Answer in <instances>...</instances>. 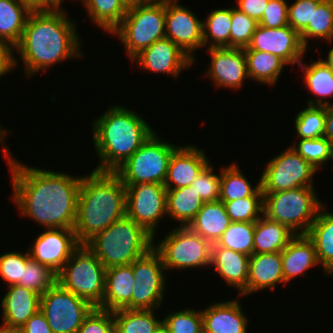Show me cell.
<instances>
[{"instance_id": "obj_2", "label": "cell", "mask_w": 333, "mask_h": 333, "mask_svg": "<svg viewBox=\"0 0 333 333\" xmlns=\"http://www.w3.org/2000/svg\"><path fill=\"white\" fill-rule=\"evenodd\" d=\"M63 10L57 6L30 13L21 40L15 46L26 76H33L70 58L83 57L76 23Z\"/></svg>"}, {"instance_id": "obj_40", "label": "cell", "mask_w": 333, "mask_h": 333, "mask_svg": "<svg viewBox=\"0 0 333 333\" xmlns=\"http://www.w3.org/2000/svg\"><path fill=\"white\" fill-rule=\"evenodd\" d=\"M298 139H318L325 135V106L308 105L294 119Z\"/></svg>"}, {"instance_id": "obj_12", "label": "cell", "mask_w": 333, "mask_h": 333, "mask_svg": "<svg viewBox=\"0 0 333 333\" xmlns=\"http://www.w3.org/2000/svg\"><path fill=\"white\" fill-rule=\"evenodd\" d=\"M130 265L136 281L131 296V309H159L168 279L159 253L152 247Z\"/></svg>"}, {"instance_id": "obj_52", "label": "cell", "mask_w": 333, "mask_h": 333, "mask_svg": "<svg viewBox=\"0 0 333 333\" xmlns=\"http://www.w3.org/2000/svg\"><path fill=\"white\" fill-rule=\"evenodd\" d=\"M19 330L21 333H53L40 309Z\"/></svg>"}, {"instance_id": "obj_54", "label": "cell", "mask_w": 333, "mask_h": 333, "mask_svg": "<svg viewBox=\"0 0 333 333\" xmlns=\"http://www.w3.org/2000/svg\"><path fill=\"white\" fill-rule=\"evenodd\" d=\"M28 6L32 11L49 10L57 7L55 0H17Z\"/></svg>"}, {"instance_id": "obj_60", "label": "cell", "mask_w": 333, "mask_h": 333, "mask_svg": "<svg viewBox=\"0 0 333 333\" xmlns=\"http://www.w3.org/2000/svg\"><path fill=\"white\" fill-rule=\"evenodd\" d=\"M55 1H56L57 6H62L61 4H62L63 0H55Z\"/></svg>"}, {"instance_id": "obj_39", "label": "cell", "mask_w": 333, "mask_h": 333, "mask_svg": "<svg viewBox=\"0 0 333 333\" xmlns=\"http://www.w3.org/2000/svg\"><path fill=\"white\" fill-rule=\"evenodd\" d=\"M255 222H231L216 242L218 246L251 256Z\"/></svg>"}, {"instance_id": "obj_36", "label": "cell", "mask_w": 333, "mask_h": 333, "mask_svg": "<svg viewBox=\"0 0 333 333\" xmlns=\"http://www.w3.org/2000/svg\"><path fill=\"white\" fill-rule=\"evenodd\" d=\"M236 163L221 169L220 201L227 202L249 196H263L261 179L252 186Z\"/></svg>"}, {"instance_id": "obj_30", "label": "cell", "mask_w": 333, "mask_h": 333, "mask_svg": "<svg viewBox=\"0 0 333 333\" xmlns=\"http://www.w3.org/2000/svg\"><path fill=\"white\" fill-rule=\"evenodd\" d=\"M203 204L204 201L191 185L177 189H167L166 215L179 221L181 226H188Z\"/></svg>"}, {"instance_id": "obj_37", "label": "cell", "mask_w": 333, "mask_h": 333, "mask_svg": "<svg viewBox=\"0 0 333 333\" xmlns=\"http://www.w3.org/2000/svg\"><path fill=\"white\" fill-rule=\"evenodd\" d=\"M231 21L232 8L213 9L203 21V47L206 49L230 47Z\"/></svg>"}, {"instance_id": "obj_33", "label": "cell", "mask_w": 333, "mask_h": 333, "mask_svg": "<svg viewBox=\"0 0 333 333\" xmlns=\"http://www.w3.org/2000/svg\"><path fill=\"white\" fill-rule=\"evenodd\" d=\"M300 67L304 70V82L307 88L316 99H308V105L328 106L330 102L328 99L333 98V72L321 60L314 61L311 64L305 65L302 61L299 63ZM322 97V98H321Z\"/></svg>"}, {"instance_id": "obj_3", "label": "cell", "mask_w": 333, "mask_h": 333, "mask_svg": "<svg viewBox=\"0 0 333 333\" xmlns=\"http://www.w3.org/2000/svg\"><path fill=\"white\" fill-rule=\"evenodd\" d=\"M125 216L126 187L115 172L93 170L82 176L74 226L80 244Z\"/></svg>"}, {"instance_id": "obj_29", "label": "cell", "mask_w": 333, "mask_h": 333, "mask_svg": "<svg viewBox=\"0 0 333 333\" xmlns=\"http://www.w3.org/2000/svg\"><path fill=\"white\" fill-rule=\"evenodd\" d=\"M294 236L286 226L262 215L255 222L253 254L282 252Z\"/></svg>"}, {"instance_id": "obj_58", "label": "cell", "mask_w": 333, "mask_h": 333, "mask_svg": "<svg viewBox=\"0 0 333 333\" xmlns=\"http://www.w3.org/2000/svg\"><path fill=\"white\" fill-rule=\"evenodd\" d=\"M0 333H21L18 329H10L3 326H0Z\"/></svg>"}, {"instance_id": "obj_16", "label": "cell", "mask_w": 333, "mask_h": 333, "mask_svg": "<svg viewBox=\"0 0 333 333\" xmlns=\"http://www.w3.org/2000/svg\"><path fill=\"white\" fill-rule=\"evenodd\" d=\"M243 50L275 54L289 65L299 64L307 51L300 40L299 33L290 25L267 28L259 24L252 35L250 44Z\"/></svg>"}, {"instance_id": "obj_44", "label": "cell", "mask_w": 333, "mask_h": 333, "mask_svg": "<svg viewBox=\"0 0 333 333\" xmlns=\"http://www.w3.org/2000/svg\"><path fill=\"white\" fill-rule=\"evenodd\" d=\"M231 222H256L263 215V196H249L224 202Z\"/></svg>"}, {"instance_id": "obj_45", "label": "cell", "mask_w": 333, "mask_h": 333, "mask_svg": "<svg viewBox=\"0 0 333 333\" xmlns=\"http://www.w3.org/2000/svg\"><path fill=\"white\" fill-rule=\"evenodd\" d=\"M230 31V47L245 48L252 39V35L258 25V22L247 14L232 8V21Z\"/></svg>"}, {"instance_id": "obj_51", "label": "cell", "mask_w": 333, "mask_h": 333, "mask_svg": "<svg viewBox=\"0 0 333 333\" xmlns=\"http://www.w3.org/2000/svg\"><path fill=\"white\" fill-rule=\"evenodd\" d=\"M13 52H15V46L0 39V77L17 67L18 61Z\"/></svg>"}, {"instance_id": "obj_24", "label": "cell", "mask_w": 333, "mask_h": 333, "mask_svg": "<svg viewBox=\"0 0 333 333\" xmlns=\"http://www.w3.org/2000/svg\"><path fill=\"white\" fill-rule=\"evenodd\" d=\"M131 265L112 266L106 269L103 310L131 309V296L135 284Z\"/></svg>"}, {"instance_id": "obj_47", "label": "cell", "mask_w": 333, "mask_h": 333, "mask_svg": "<svg viewBox=\"0 0 333 333\" xmlns=\"http://www.w3.org/2000/svg\"><path fill=\"white\" fill-rule=\"evenodd\" d=\"M214 173V168L209 163L191 183L204 202H214L220 199L221 175Z\"/></svg>"}, {"instance_id": "obj_14", "label": "cell", "mask_w": 333, "mask_h": 333, "mask_svg": "<svg viewBox=\"0 0 333 333\" xmlns=\"http://www.w3.org/2000/svg\"><path fill=\"white\" fill-rule=\"evenodd\" d=\"M126 187V216L155 239L159 220L167 214V190L160 183L124 185Z\"/></svg>"}, {"instance_id": "obj_53", "label": "cell", "mask_w": 333, "mask_h": 333, "mask_svg": "<svg viewBox=\"0 0 333 333\" xmlns=\"http://www.w3.org/2000/svg\"><path fill=\"white\" fill-rule=\"evenodd\" d=\"M269 0H237L239 11L254 18L257 22L262 18Z\"/></svg>"}, {"instance_id": "obj_55", "label": "cell", "mask_w": 333, "mask_h": 333, "mask_svg": "<svg viewBox=\"0 0 333 333\" xmlns=\"http://www.w3.org/2000/svg\"><path fill=\"white\" fill-rule=\"evenodd\" d=\"M333 147V104L325 106V135Z\"/></svg>"}, {"instance_id": "obj_9", "label": "cell", "mask_w": 333, "mask_h": 333, "mask_svg": "<svg viewBox=\"0 0 333 333\" xmlns=\"http://www.w3.org/2000/svg\"><path fill=\"white\" fill-rule=\"evenodd\" d=\"M153 133L115 173L123 185L160 183L164 185L170 158L178 148Z\"/></svg>"}, {"instance_id": "obj_32", "label": "cell", "mask_w": 333, "mask_h": 333, "mask_svg": "<svg viewBox=\"0 0 333 333\" xmlns=\"http://www.w3.org/2000/svg\"><path fill=\"white\" fill-rule=\"evenodd\" d=\"M247 74L260 84L274 85L279 80L282 70L287 63L275 54L257 50H244Z\"/></svg>"}, {"instance_id": "obj_61", "label": "cell", "mask_w": 333, "mask_h": 333, "mask_svg": "<svg viewBox=\"0 0 333 333\" xmlns=\"http://www.w3.org/2000/svg\"><path fill=\"white\" fill-rule=\"evenodd\" d=\"M157 333H167V332L162 328Z\"/></svg>"}, {"instance_id": "obj_46", "label": "cell", "mask_w": 333, "mask_h": 333, "mask_svg": "<svg viewBox=\"0 0 333 333\" xmlns=\"http://www.w3.org/2000/svg\"><path fill=\"white\" fill-rule=\"evenodd\" d=\"M30 259L29 253L10 251L0 255V276L5 280L8 286H23V268H26V262Z\"/></svg>"}, {"instance_id": "obj_25", "label": "cell", "mask_w": 333, "mask_h": 333, "mask_svg": "<svg viewBox=\"0 0 333 333\" xmlns=\"http://www.w3.org/2000/svg\"><path fill=\"white\" fill-rule=\"evenodd\" d=\"M284 283L281 252L252 254L249 258V274L246 296L262 289L274 290Z\"/></svg>"}, {"instance_id": "obj_28", "label": "cell", "mask_w": 333, "mask_h": 333, "mask_svg": "<svg viewBox=\"0 0 333 333\" xmlns=\"http://www.w3.org/2000/svg\"><path fill=\"white\" fill-rule=\"evenodd\" d=\"M230 223L224 203L218 200L204 202L188 227L213 244L219 240Z\"/></svg>"}, {"instance_id": "obj_42", "label": "cell", "mask_w": 333, "mask_h": 333, "mask_svg": "<svg viewBox=\"0 0 333 333\" xmlns=\"http://www.w3.org/2000/svg\"><path fill=\"white\" fill-rule=\"evenodd\" d=\"M162 328L167 333H204L201 311L193 308L169 312L162 319Z\"/></svg>"}, {"instance_id": "obj_6", "label": "cell", "mask_w": 333, "mask_h": 333, "mask_svg": "<svg viewBox=\"0 0 333 333\" xmlns=\"http://www.w3.org/2000/svg\"><path fill=\"white\" fill-rule=\"evenodd\" d=\"M314 187L263 193V215L281 223L295 235H306L324 205Z\"/></svg>"}, {"instance_id": "obj_41", "label": "cell", "mask_w": 333, "mask_h": 333, "mask_svg": "<svg viewBox=\"0 0 333 333\" xmlns=\"http://www.w3.org/2000/svg\"><path fill=\"white\" fill-rule=\"evenodd\" d=\"M296 143L290 147L315 169L319 170L327 161L333 162V147L325 137L300 139Z\"/></svg>"}, {"instance_id": "obj_1", "label": "cell", "mask_w": 333, "mask_h": 333, "mask_svg": "<svg viewBox=\"0 0 333 333\" xmlns=\"http://www.w3.org/2000/svg\"><path fill=\"white\" fill-rule=\"evenodd\" d=\"M12 174V201L20 214L36 220L46 229H74L77 217V198L82 175L27 166L5 157ZM15 159V160H14Z\"/></svg>"}, {"instance_id": "obj_35", "label": "cell", "mask_w": 333, "mask_h": 333, "mask_svg": "<svg viewBox=\"0 0 333 333\" xmlns=\"http://www.w3.org/2000/svg\"><path fill=\"white\" fill-rule=\"evenodd\" d=\"M157 310L120 309L113 311L114 333H157L162 321L156 319Z\"/></svg>"}, {"instance_id": "obj_50", "label": "cell", "mask_w": 333, "mask_h": 333, "mask_svg": "<svg viewBox=\"0 0 333 333\" xmlns=\"http://www.w3.org/2000/svg\"><path fill=\"white\" fill-rule=\"evenodd\" d=\"M258 24L267 28H279L288 25L287 0H269Z\"/></svg>"}, {"instance_id": "obj_22", "label": "cell", "mask_w": 333, "mask_h": 333, "mask_svg": "<svg viewBox=\"0 0 333 333\" xmlns=\"http://www.w3.org/2000/svg\"><path fill=\"white\" fill-rule=\"evenodd\" d=\"M240 306L236 298L202 309L204 333H247L249 321Z\"/></svg>"}, {"instance_id": "obj_15", "label": "cell", "mask_w": 333, "mask_h": 333, "mask_svg": "<svg viewBox=\"0 0 333 333\" xmlns=\"http://www.w3.org/2000/svg\"><path fill=\"white\" fill-rule=\"evenodd\" d=\"M165 23V37L195 62L193 52L203 47V22L177 0H165Z\"/></svg>"}, {"instance_id": "obj_17", "label": "cell", "mask_w": 333, "mask_h": 333, "mask_svg": "<svg viewBox=\"0 0 333 333\" xmlns=\"http://www.w3.org/2000/svg\"><path fill=\"white\" fill-rule=\"evenodd\" d=\"M80 245L74 229H46L35 239L28 253L31 259L47 266L57 275Z\"/></svg>"}, {"instance_id": "obj_57", "label": "cell", "mask_w": 333, "mask_h": 333, "mask_svg": "<svg viewBox=\"0 0 333 333\" xmlns=\"http://www.w3.org/2000/svg\"><path fill=\"white\" fill-rule=\"evenodd\" d=\"M326 59L321 58V61L324 62L328 68L333 72V48H331L327 54Z\"/></svg>"}, {"instance_id": "obj_23", "label": "cell", "mask_w": 333, "mask_h": 333, "mask_svg": "<svg viewBox=\"0 0 333 333\" xmlns=\"http://www.w3.org/2000/svg\"><path fill=\"white\" fill-rule=\"evenodd\" d=\"M250 256L212 244L210 268L216 270L231 287L237 288L238 296H246Z\"/></svg>"}, {"instance_id": "obj_31", "label": "cell", "mask_w": 333, "mask_h": 333, "mask_svg": "<svg viewBox=\"0 0 333 333\" xmlns=\"http://www.w3.org/2000/svg\"><path fill=\"white\" fill-rule=\"evenodd\" d=\"M32 10L17 0H0V39L16 46Z\"/></svg>"}, {"instance_id": "obj_49", "label": "cell", "mask_w": 333, "mask_h": 333, "mask_svg": "<svg viewBox=\"0 0 333 333\" xmlns=\"http://www.w3.org/2000/svg\"><path fill=\"white\" fill-rule=\"evenodd\" d=\"M77 333H114L113 312L95 307Z\"/></svg>"}, {"instance_id": "obj_56", "label": "cell", "mask_w": 333, "mask_h": 333, "mask_svg": "<svg viewBox=\"0 0 333 333\" xmlns=\"http://www.w3.org/2000/svg\"><path fill=\"white\" fill-rule=\"evenodd\" d=\"M7 133H9V132H7V130H5V128L3 129V128H1V126H0V143H2L3 144V153H4V156L6 157L7 155H8V153L10 152L9 151V149H8V147L7 146H5L6 144V138H4V137H6V135H7Z\"/></svg>"}, {"instance_id": "obj_43", "label": "cell", "mask_w": 333, "mask_h": 333, "mask_svg": "<svg viewBox=\"0 0 333 333\" xmlns=\"http://www.w3.org/2000/svg\"><path fill=\"white\" fill-rule=\"evenodd\" d=\"M56 282L57 275L47 266L31 258L26 262V268H23V287L41 296Z\"/></svg>"}, {"instance_id": "obj_4", "label": "cell", "mask_w": 333, "mask_h": 333, "mask_svg": "<svg viewBox=\"0 0 333 333\" xmlns=\"http://www.w3.org/2000/svg\"><path fill=\"white\" fill-rule=\"evenodd\" d=\"M91 129L100 159L93 170L101 172H115L156 132L141 115L120 105L93 120Z\"/></svg>"}, {"instance_id": "obj_59", "label": "cell", "mask_w": 333, "mask_h": 333, "mask_svg": "<svg viewBox=\"0 0 333 333\" xmlns=\"http://www.w3.org/2000/svg\"><path fill=\"white\" fill-rule=\"evenodd\" d=\"M153 0H125V2L128 5H132V4H139V3H147V2H151Z\"/></svg>"}, {"instance_id": "obj_21", "label": "cell", "mask_w": 333, "mask_h": 333, "mask_svg": "<svg viewBox=\"0 0 333 333\" xmlns=\"http://www.w3.org/2000/svg\"><path fill=\"white\" fill-rule=\"evenodd\" d=\"M7 288L8 291L1 301V326L19 330L40 309V295L17 284Z\"/></svg>"}, {"instance_id": "obj_27", "label": "cell", "mask_w": 333, "mask_h": 333, "mask_svg": "<svg viewBox=\"0 0 333 333\" xmlns=\"http://www.w3.org/2000/svg\"><path fill=\"white\" fill-rule=\"evenodd\" d=\"M325 204L318 211L316 219L306 233L316 249L317 259L326 275H333V213Z\"/></svg>"}, {"instance_id": "obj_7", "label": "cell", "mask_w": 333, "mask_h": 333, "mask_svg": "<svg viewBox=\"0 0 333 333\" xmlns=\"http://www.w3.org/2000/svg\"><path fill=\"white\" fill-rule=\"evenodd\" d=\"M165 0L129 5L119 26L111 33L123 43L129 60L165 37Z\"/></svg>"}, {"instance_id": "obj_11", "label": "cell", "mask_w": 333, "mask_h": 333, "mask_svg": "<svg viewBox=\"0 0 333 333\" xmlns=\"http://www.w3.org/2000/svg\"><path fill=\"white\" fill-rule=\"evenodd\" d=\"M94 308L58 282L40 296V310L53 333H77Z\"/></svg>"}, {"instance_id": "obj_34", "label": "cell", "mask_w": 333, "mask_h": 333, "mask_svg": "<svg viewBox=\"0 0 333 333\" xmlns=\"http://www.w3.org/2000/svg\"><path fill=\"white\" fill-rule=\"evenodd\" d=\"M81 1L93 23L108 34L119 26L129 7L125 0Z\"/></svg>"}, {"instance_id": "obj_13", "label": "cell", "mask_w": 333, "mask_h": 333, "mask_svg": "<svg viewBox=\"0 0 333 333\" xmlns=\"http://www.w3.org/2000/svg\"><path fill=\"white\" fill-rule=\"evenodd\" d=\"M317 171L296 151L288 147L265 165L260 177L262 193L314 187L312 179Z\"/></svg>"}, {"instance_id": "obj_19", "label": "cell", "mask_w": 333, "mask_h": 333, "mask_svg": "<svg viewBox=\"0 0 333 333\" xmlns=\"http://www.w3.org/2000/svg\"><path fill=\"white\" fill-rule=\"evenodd\" d=\"M211 64L205 72L212 83L219 88H241L247 74L246 57L243 48H208Z\"/></svg>"}, {"instance_id": "obj_8", "label": "cell", "mask_w": 333, "mask_h": 333, "mask_svg": "<svg viewBox=\"0 0 333 333\" xmlns=\"http://www.w3.org/2000/svg\"><path fill=\"white\" fill-rule=\"evenodd\" d=\"M106 268L84 244L71 255L57 274V282L65 289L91 303L102 305Z\"/></svg>"}, {"instance_id": "obj_10", "label": "cell", "mask_w": 333, "mask_h": 333, "mask_svg": "<svg viewBox=\"0 0 333 333\" xmlns=\"http://www.w3.org/2000/svg\"><path fill=\"white\" fill-rule=\"evenodd\" d=\"M153 248L159 253L165 270L210 266L212 243L188 226H178L159 243L153 241Z\"/></svg>"}, {"instance_id": "obj_38", "label": "cell", "mask_w": 333, "mask_h": 333, "mask_svg": "<svg viewBox=\"0 0 333 333\" xmlns=\"http://www.w3.org/2000/svg\"><path fill=\"white\" fill-rule=\"evenodd\" d=\"M303 46L308 49V39H325L329 43L333 39V0H323L313 6L312 21L299 34Z\"/></svg>"}, {"instance_id": "obj_18", "label": "cell", "mask_w": 333, "mask_h": 333, "mask_svg": "<svg viewBox=\"0 0 333 333\" xmlns=\"http://www.w3.org/2000/svg\"><path fill=\"white\" fill-rule=\"evenodd\" d=\"M133 62L143 70L166 73L176 79L182 70L194 64L189 55L166 37L142 50L131 60Z\"/></svg>"}, {"instance_id": "obj_5", "label": "cell", "mask_w": 333, "mask_h": 333, "mask_svg": "<svg viewBox=\"0 0 333 333\" xmlns=\"http://www.w3.org/2000/svg\"><path fill=\"white\" fill-rule=\"evenodd\" d=\"M86 245L107 269L130 265L153 247V237L132 219L124 218L95 234Z\"/></svg>"}, {"instance_id": "obj_20", "label": "cell", "mask_w": 333, "mask_h": 333, "mask_svg": "<svg viewBox=\"0 0 333 333\" xmlns=\"http://www.w3.org/2000/svg\"><path fill=\"white\" fill-rule=\"evenodd\" d=\"M198 146H179L172 154L164 186L177 189L190 186L197 175L210 163Z\"/></svg>"}, {"instance_id": "obj_48", "label": "cell", "mask_w": 333, "mask_h": 333, "mask_svg": "<svg viewBox=\"0 0 333 333\" xmlns=\"http://www.w3.org/2000/svg\"><path fill=\"white\" fill-rule=\"evenodd\" d=\"M323 0H296L288 5V25L299 34L312 21L313 6H318Z\"/></svg>"}, {"instance_id": "obj_26", "label": "cell", "mask_w": 333, "mask_h": 333, "mask_svg": "<svg viewBox=\"0 0 333 333\" xmlns=\"http://www.w3.org/2000/svg\"><path fill=\"white\" fill-rule=\"evenodd\" d=\"M284 284L319 265L313 242L306 235H295L281 252Z\"/></svg>"}]
</instances>
